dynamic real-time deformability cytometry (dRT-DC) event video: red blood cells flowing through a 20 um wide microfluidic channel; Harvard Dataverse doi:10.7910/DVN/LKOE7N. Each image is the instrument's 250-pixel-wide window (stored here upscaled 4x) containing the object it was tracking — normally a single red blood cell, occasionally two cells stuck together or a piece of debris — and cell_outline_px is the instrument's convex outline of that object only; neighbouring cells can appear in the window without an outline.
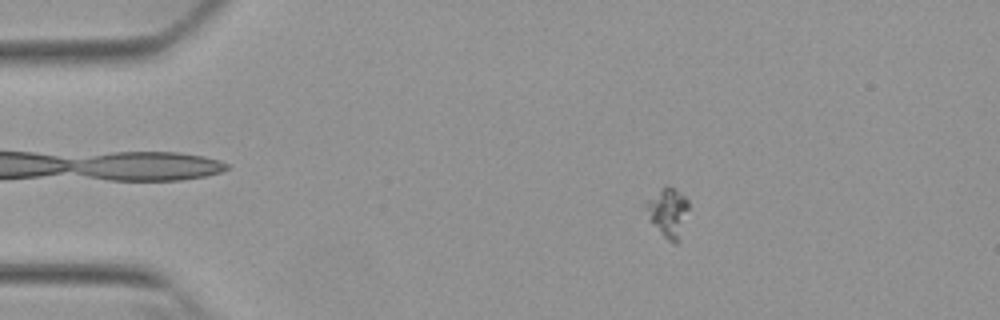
{"species": "Egyptian fruit bat (a non-hibernating species)", "species_latin": "Rousettus aegyptiacus", "temperature_condition": "warm", "stored_images_in_passage": 39, "camera_frame_rate_fps": 3000, "um_per_image_px": 0.085, "animal": {"sex": "female"}, "frame": {"image": 1, "passage_image": 1, "time_ms": 0.0, "image_size_px": [1000, 320], "cell_outline_px": [[688, 208], [680, 240], [676, 244], [668, 240], [664, 236], [640, 208], [648, 200], [664, 188], [672, 188], [684, 196], [688, 200]], "centroid_in_image_um": [56.75, 18.1], "position_along_channel_um": 28.2, "area_um2": 11.85}}
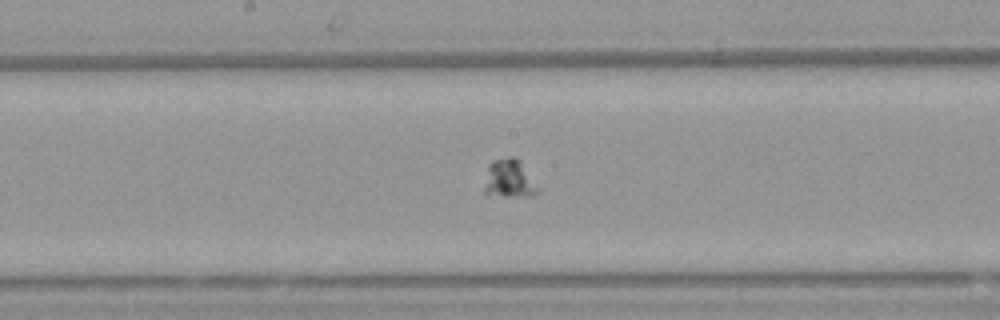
{"frame": {"image": 2, "passage_image": 20, "time_ms": 6.333, "image_size_px": [1000, 320], "cell_outline_px": [[536, 192], [524, 196], [484, 196], [484, 188], [488, 164], [492, 160], [508, 156], [512, 156], [520, 160], [536, 188]], "centroid_in_image_um": [43.16, 15.18], "position_along_channel_um": 205.0, "area_um2": 11.68}}
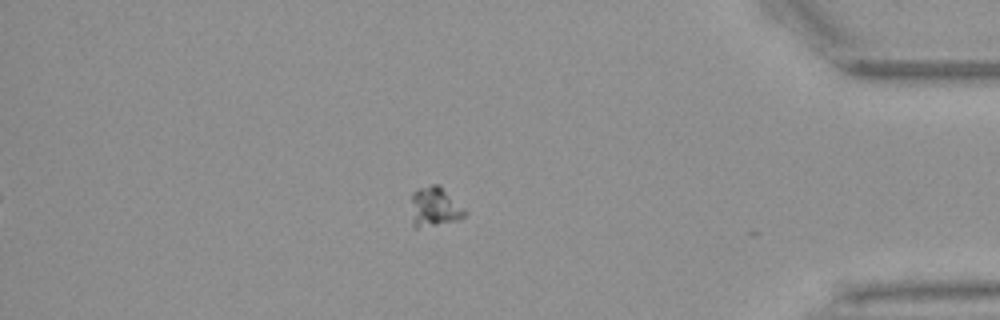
{"frame": {"image": 3, "passage_image": 38, "time_ms": 12.333, "image_size_px": [1000, 320], "cell_outline_px": [[468, 212], [464, 216], [456, 220], [416, 228], [412, 224], [412, 192], [420, 188], [432, 184], [440, 184]], "centroid_in_image_um": [36.95, 17.56], "position_along_channel_um": 398.3, "area_um2": 12.25}}